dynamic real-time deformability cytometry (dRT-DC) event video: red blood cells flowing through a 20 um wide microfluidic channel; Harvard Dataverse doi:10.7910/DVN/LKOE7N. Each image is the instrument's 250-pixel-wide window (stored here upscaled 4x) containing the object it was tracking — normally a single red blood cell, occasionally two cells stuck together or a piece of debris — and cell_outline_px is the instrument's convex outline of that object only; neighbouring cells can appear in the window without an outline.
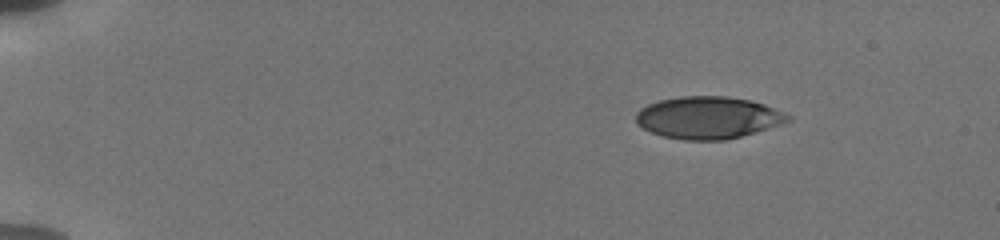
{"species": "human", "species_latin": "Homo sapiens", "temperature_condition": "cold", "stored_images_in_passage": 17, "camera_frame_rate_fps": 3000, "um_per_image_px": 0.085, "donor": {"sex": "male"}, "frame": {"image": 1, "passage_image": 1, "time_ms": 0.0, "image_size_px": [1000, 240], "cell_outline_px": [[792, 120], [756, 132], [724, 140], [684, 140], [664, 136], [652, 132], [636, 124], [636, 112], [640, 108], [648, 104], [660, 100], [680, 96], [724, 96], [748, 100], [764, 104], [784, 112], [792, 116]], "centroid_in_image_um": [60.18, 9.99], "position_along_channel_um": 24.8, "area_um2": 37.22}}
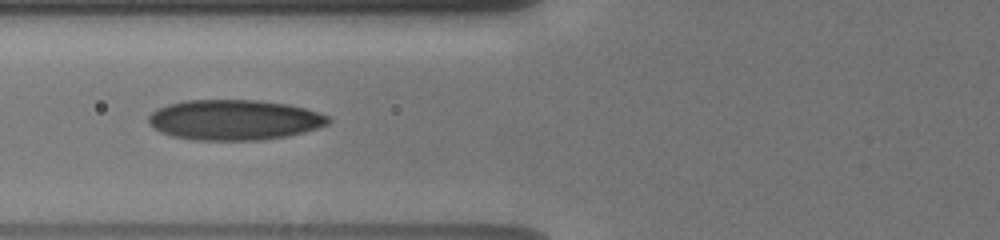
{"frame": {"image": 2, "passage_image": 9, "time_ms": 5.0, "image_size_px": [1000, 240], "cell_outline_px": [[332, 120], [328, 124], [304, 132], [288, 136], [260, 140], [192, 140], [172, 136], [160, 132], [148, 124], [148, 116], [156, 108], [168, 104], [184, 100], [260, 100], [288, 104], [320, 112], [332, 116]], "centroid_in_image_um": [19.92, 10.19], "position_along_channel_um": 105.9, "area_um2": 42.71}}
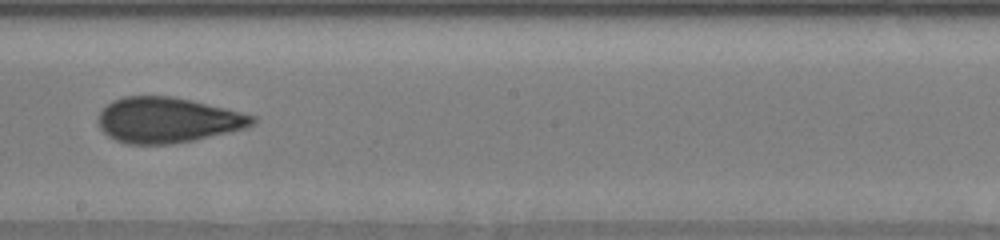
{"frame": {"image": 3, "passage_image": 15, "time_ms": 8.333, "image_size_px": [1000, 240], "cell_outline_px": [[256, 124], [248, 128], [192, 140], [168, 144], [128, 144], [116, 140], [108, 136], [100, 128], [96, 120], [100, 112], [112, 100], [124, 96], [172, 96], [192, 100], [256, 116]], "centroid_in_image_um": [14.24, 10.2], "position_along_channel_um": 234.0, "area_um2": 40.81}}